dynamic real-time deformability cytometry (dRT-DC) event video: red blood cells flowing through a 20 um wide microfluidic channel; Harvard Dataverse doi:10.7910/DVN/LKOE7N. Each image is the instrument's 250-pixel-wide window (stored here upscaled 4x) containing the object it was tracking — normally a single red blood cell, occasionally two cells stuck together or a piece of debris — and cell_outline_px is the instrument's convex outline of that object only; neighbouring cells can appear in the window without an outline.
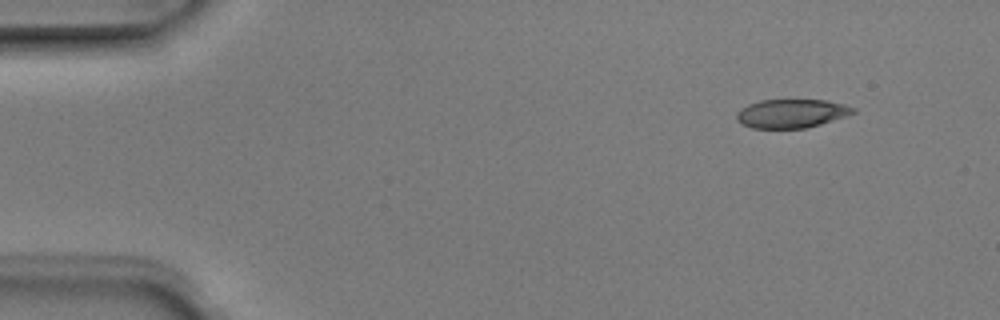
{"species": "Egyptian fruit bat (a non-hibernating species)", "species_latin": "Rousettus aegyptiacus", "temperature_condition": "room temperature", "stored_images_in_passage": 4, "camera_frame_rate_fps": 3000, "um_per_image_px": 0.085, "animal": {"sex": "male"}, "frame": {"image": 1, "passage_image": 1, "time_ms": 0.0, "image_size_px": [1000, 320], "cell_outline_px": [[856, 112], [820, 124], [804, 128], [752, 128], [740, 124], [736, 120], [736, 112], [740, 108], [748, 104], [760, 100], [828, 100], [844, 104], [856, 108]], "centroid_in_image_um": [67.23, 9.64], "position_along_channel_um": 17.8, "area_um2": 19.54}}
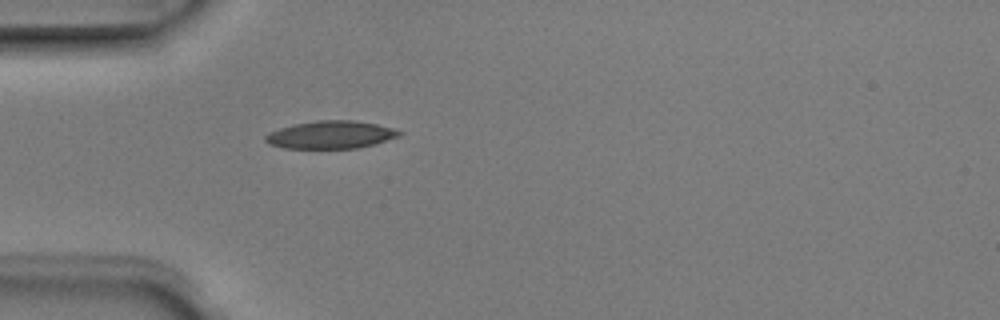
{"frame": {"image": 2, "passage_image": 4, "time_ms": 1.0, "image_size_px": [1000, 320], "cell_outline_px": [[404, 132], [400, 136], [376, 144], [356, 148], [284, 148], [268, 144], [264, 140], [264, 136], [268, 132], [292, 124], [316, 120], [352, 120], [376, 124], [392, 128]], "centroid_in_image_um": [28.1, 11.45], "position_along_channel_um": 56.9, "area_um2": 21.79}}